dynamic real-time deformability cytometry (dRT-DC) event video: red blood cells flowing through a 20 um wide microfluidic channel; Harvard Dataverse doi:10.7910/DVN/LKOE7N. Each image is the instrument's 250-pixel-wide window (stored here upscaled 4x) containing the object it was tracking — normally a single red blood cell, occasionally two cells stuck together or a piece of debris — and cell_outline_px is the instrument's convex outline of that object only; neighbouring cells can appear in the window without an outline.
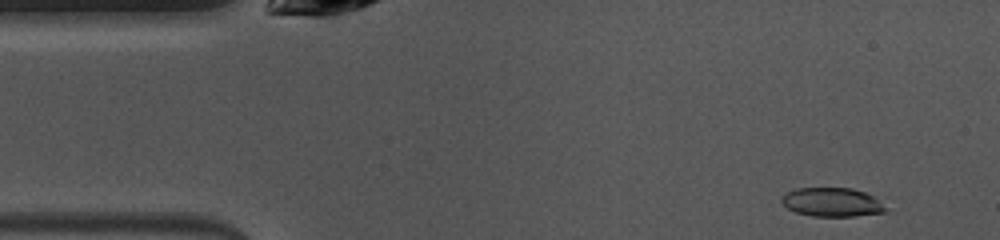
{"species": "common noctule bat (a hibernating species)", "species_latin": "Nyctalus noctula", "temperature_condition": "warm", "stored_images_in_passage": 47, "camera_frame_rate_fps": 3000, "um_per_image_px": 0.085, "animal": {"sex": "female", "body_mass_g": 10.0, "forearm_length_mm": 53.1}, "frame": {"image": 1, "passage_image": 3, "time_ms": 0.667, "image_size_px": [1000, 240], "cell_outline_px": [[888, 212], [856, 216], [812, 216], [796, 212], [788, 208], [780, 200], [788, 192], [796, 188], [852, 188], [864, 192], [872, 196], [888, 208]], "centroid_in_image_um": [70.76, 17.19], "position_along_channel_um": 14.2, "area_um2": 17.4}}
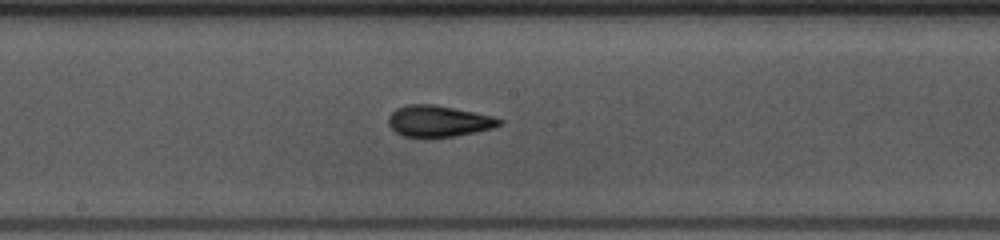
{"frame": {"image": 2, "passage_image": 23, "time_ms": 7.333, "image_size_px": [1000, 240], "cell_outline_px": [[504, 124], [492, 128], [456, 136], [404, 136], [396, 132], [388, 124], [388, 116], [396, 108], [408, 104], [436, 104], [492, 116], [504, 120]], "centroid_in_image_um": [37.29, 10.27], "position_along_channel_um": 210.9, "area_um2": 20.06}}
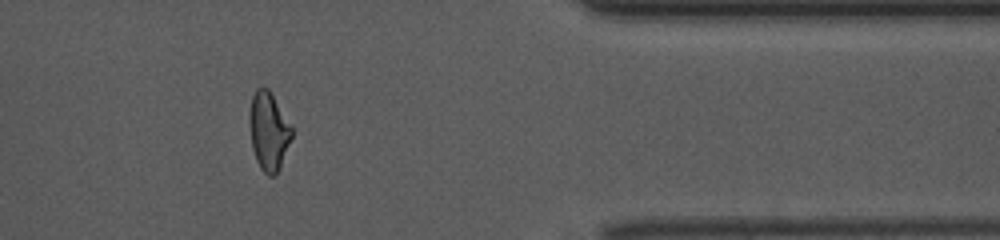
{"frame": {"image": 3, "passage_image": 38, "time_ms": 12.333, "image_size_px": [1000, 240], "cell_outline_px": [[292, 136], [276, 176], [268, 176], [260, 168], [256, 160], [252, 148], [248, 120], [248, 116], [252, 96], [256, 88], [268, 88], [292, 128]], "centroid_in_image_um": [22.8, 11.16], "position_along_channel_um": 388.6, "area_um2": 19.13}, "authors_computed_cell_mechanics": {"area_um2": 19.5364, "velocity_mm_per_s": 4.048, "shape_relaxation_time_tau1_ms": 2.6905, "shape_relaxation_time_tau2_ms": 1.9972, "deformation_change_tau1": 0.1565, "deformation_change_tau2": 0.0758}}